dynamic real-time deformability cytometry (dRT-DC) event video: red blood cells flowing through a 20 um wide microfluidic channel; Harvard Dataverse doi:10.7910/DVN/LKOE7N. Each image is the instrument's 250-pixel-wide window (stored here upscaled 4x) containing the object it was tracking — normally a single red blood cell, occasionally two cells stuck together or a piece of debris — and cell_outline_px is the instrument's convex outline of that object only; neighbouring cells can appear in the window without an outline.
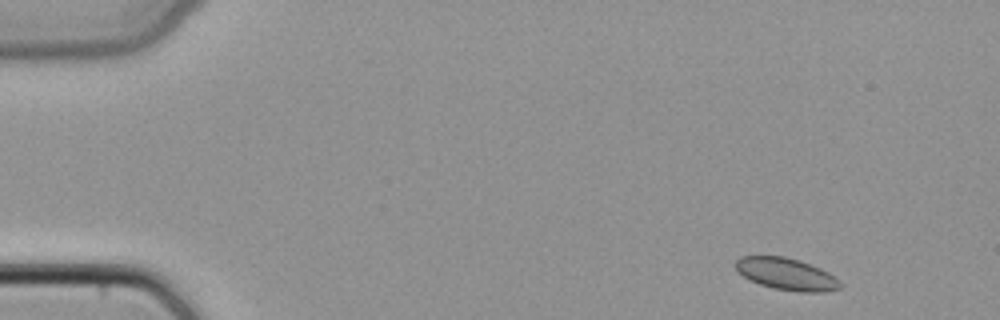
{"species": "common noctule bat (a hibernating species)", "species_latin": "Nyctalus noctula", "temperature_condition": "cold", "stored_images_in_passage": 47, "camera_frame_rate_fps": 3000, "um_per_image_px": 0.085, "animal": {"sex": "female", "body_mass_g": 22.7, "forearm_length_mm": 54.2}, "frame": {"image": 1, "passage_image": 3, "time_ms": 0.667, "image_size_px": [1000, 320], "cell_outline_px": [[840, 288], [824, 292], [800, 292], [772, 288], [760, 284], [736, 272], [736, 260], [740, 256], [784, 256], [800, 260], [820, 268], [828, 272], [840, 280]], "centroid_in_image_um": [66.85, 23.29], "position_along_channel_um": 18.2, "area_um2": 19.48}}
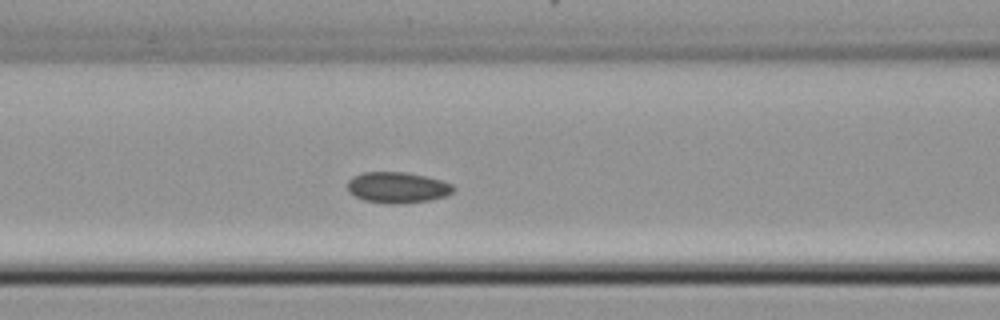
{"frame": {"image": 2, "passage_image": 19, "time_ms": 6.0, "image_size_px": [1000, 320], "cell_outline_px": [[456, 188], [452, 192], [444, 196], [428, 200], [400, 204], [392, 204], [364, 200], [348, 192], [348, 180], [352, 176], [364, 172], [408, 172], [440, 180], [452, 184]], "centroid_in_image_um": [33.76, 15.93], "position_along_channel_um": 132.8, "area_um2": 19.02}}
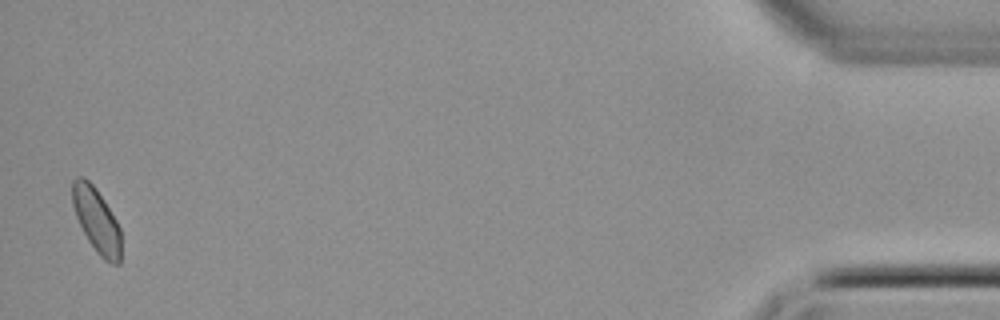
{"frame": {"image": 3, "passage_image": 46, "time_ms": 15.0, "image_size_px": [1000, 320], "cell_outline_px": [[120, 264], [108, 264], [96, 252], [88, 240], [76, 216], [72, 204], [72, 180], [76, 176], [84, 176], [96, 188], [104, 200], [116, 220], [120, 228]], "centroid_in_image_um": [8.2, 18.71], "position_along_channel_um": 427.0, "area_um2": 18.32}}